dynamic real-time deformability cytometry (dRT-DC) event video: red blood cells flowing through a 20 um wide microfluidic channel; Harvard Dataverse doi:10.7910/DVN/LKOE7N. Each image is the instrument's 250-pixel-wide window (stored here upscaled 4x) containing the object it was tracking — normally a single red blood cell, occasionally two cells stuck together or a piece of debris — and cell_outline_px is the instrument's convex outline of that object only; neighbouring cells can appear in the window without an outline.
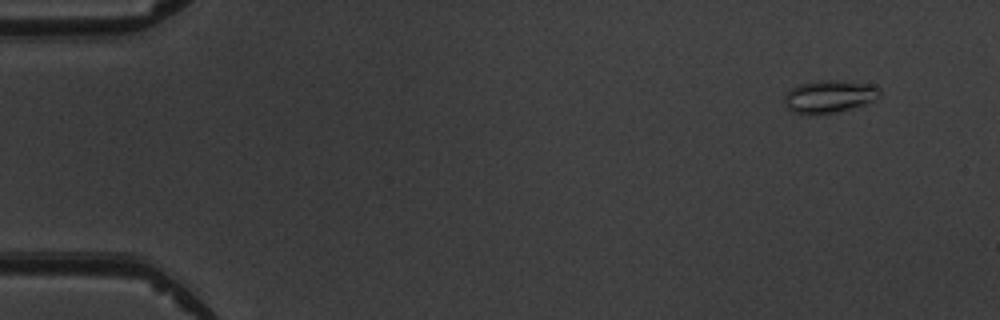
{"species": "common noctule bat (a hibernating species)", "species_latin": "Nyctalus noctula", "temperature_condition": "warm", "stored_images_in_passage": 8, "camera_frame_rate_fps": 3000, "um_per_image_px": 0.085, "animal": {"sex": "male", "body_mass_g": 19.5, "forearm_length_mm": 54.6}, "frame": {"image": 1, "passage_image": 2, "time_ms": 1.333, "image_size_px": [1000, 320], "cell_outline_px": [[880, 96], [864, 104], [836, 112], [808, 116], [792, 112], [788, 108], [784, 100], [784, 96], [792, 88], [800, 84], [820, 80], [840, 80], [872, 84], [880, 88]], "centroid_in_image_um": [70.47, 8.21], "position_along_channel_um": 14.5, "area_um2": 18.21}}
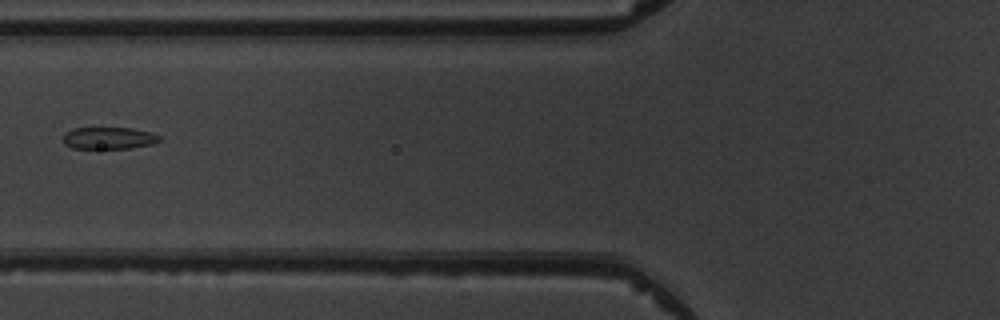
{"frame": {"image": 2, "passage_image": 7, "time_ms": 7.0, "image_size_px": [1000, 320], "cell_outline_px": [[160, 140], [152, 144], [128, 148], [72, 148], [64, 144], [64, 132], [72, 128], [132, 128], [152, 132], [160, 136]], "centroid_in_image_um": [9.24, 11.73], "position_along_channel_um": 116.6, "area_um2": 12.31}}
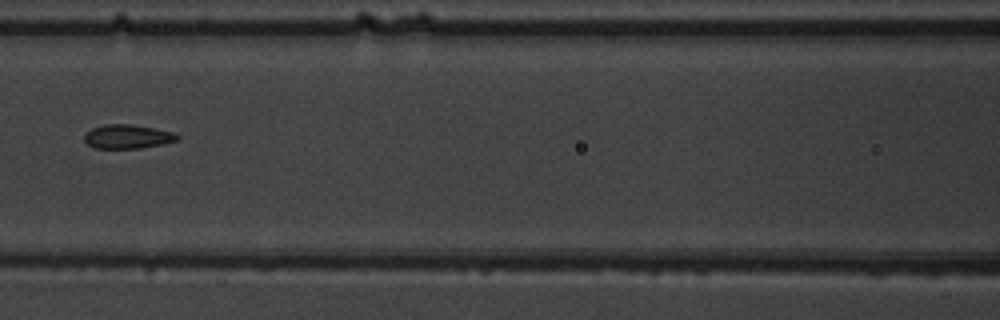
{"frame": {"image": 3, "passage_image": 8, "time_ms": 8.0, "image_size_px": [1000, 320], "cell_outline_px": [[180, 140], [164, 144], [140, 148], [92, 148], [84, 140], [84, 132], [92, 128], [104, 124], [132, 124], [176, 132], [180, 136]], "centroid_in_image_um": [10.87, 11.6], "position_along_channel_um": 155.7, "area_um2": 13.29}}